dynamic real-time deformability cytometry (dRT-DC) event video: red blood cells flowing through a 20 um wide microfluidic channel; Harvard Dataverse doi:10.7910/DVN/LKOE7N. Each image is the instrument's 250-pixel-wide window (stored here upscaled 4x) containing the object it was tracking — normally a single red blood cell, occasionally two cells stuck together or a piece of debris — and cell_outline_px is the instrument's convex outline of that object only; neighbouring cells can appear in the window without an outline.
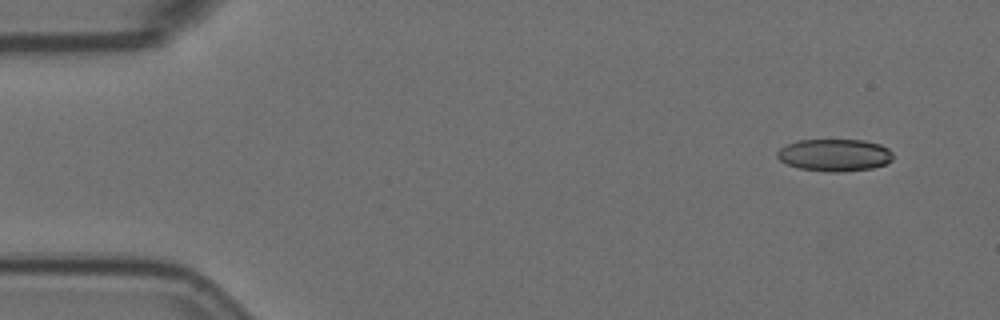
{"species": "Egyptian fruit bat (a non-hibernating species)", "species_latin": "Rousettus aegyptiacus", "temperature_condition": "room temperature", "stored_images_in_passage": 6, "camera_frame_rate_fps": 3000, "um_per_image_px": 0.085, "animal": {"sex": "female"}, "frame": {"image": 1, "passage_image": 2, "time_ms": 0.333, "image_size_px": [1000, 320], "cell_outline_px": [[892, 160], [884, 164], [872, 168], [840, 172], [832, 172], [800, 168], [788, 164], [780, 160], [776, 156], [776, 152], [780, 148], [788, 144], [800, 140], [864, 140], [880, 144], [888, 148], [892, 152]], "centroid_in_image_um": [70.95, 13.17], "position_along_channel_um": 14.1, "area_um2": 21.62}}
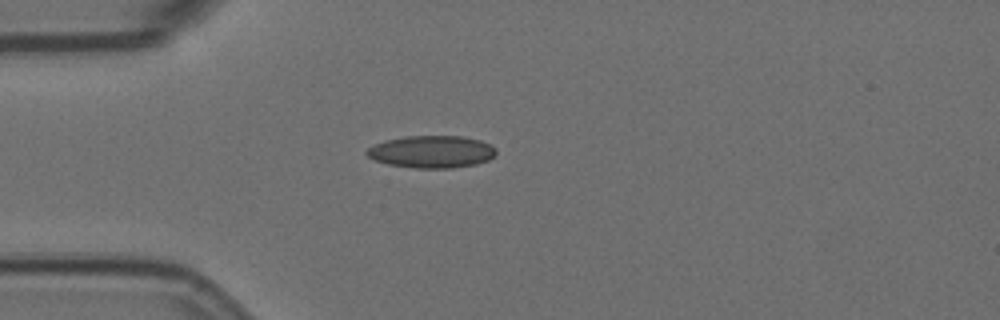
{"frame": {"image": 2, "passage_image": 5, "time_ms": 1.333, "image_size_px": [1000, 320], "cell_outline_px": [[496, 152], [488, 160], [476, 164], [452, 168], [412, 168], [388, 164], [376, 160], [368, 156], [364, 152], [368, 148], [384, 140], [404, 136], [460, 136], [480, 140], [496, 148]], "centroid_in_image_um": [36.67, 12.9], "position_along_channel_um": 48.3, "area_um2": 24.28}}